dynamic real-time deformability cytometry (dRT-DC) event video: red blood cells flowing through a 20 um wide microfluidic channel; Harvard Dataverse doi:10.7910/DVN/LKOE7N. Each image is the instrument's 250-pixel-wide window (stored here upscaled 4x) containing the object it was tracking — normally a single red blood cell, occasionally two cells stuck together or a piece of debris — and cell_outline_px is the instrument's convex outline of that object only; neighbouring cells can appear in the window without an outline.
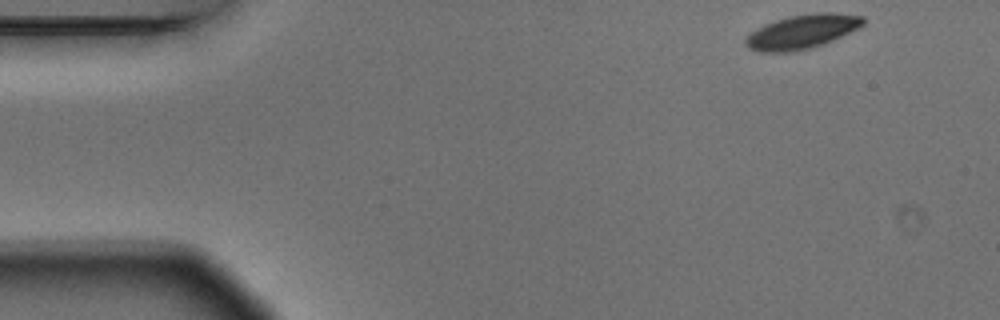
{"species": "Egyptian fruit bat (a non-hibernating species)", "species_latin": "Rousettus aegyptiacus", "temperature_condition": "warm", "stored_images_in_passage": 4, "segment_of_instrument_passage": [2, 2], "camera_frame_rate_fps": 3000, "um_per_image_px": 0.085, "animal": {"sex": "male"}, "frame": {"image": 1, "passage_image": 4, "time_ms": 1.0, "image_size_px": [1000, 320], "cell_outline_px": [[864, 24], [824, 44], [812, 48], [792, 52], [760, 52], [748, 48], [744, 44], [744, 40], [756, 28], [764, 24], [788, 16], [816, 12], [832, 12], [864, 16]], "centroid_in_image_um": [68.14, 2.69], "position_along_channel_um": 16.9, "area_um2": 23.35}}